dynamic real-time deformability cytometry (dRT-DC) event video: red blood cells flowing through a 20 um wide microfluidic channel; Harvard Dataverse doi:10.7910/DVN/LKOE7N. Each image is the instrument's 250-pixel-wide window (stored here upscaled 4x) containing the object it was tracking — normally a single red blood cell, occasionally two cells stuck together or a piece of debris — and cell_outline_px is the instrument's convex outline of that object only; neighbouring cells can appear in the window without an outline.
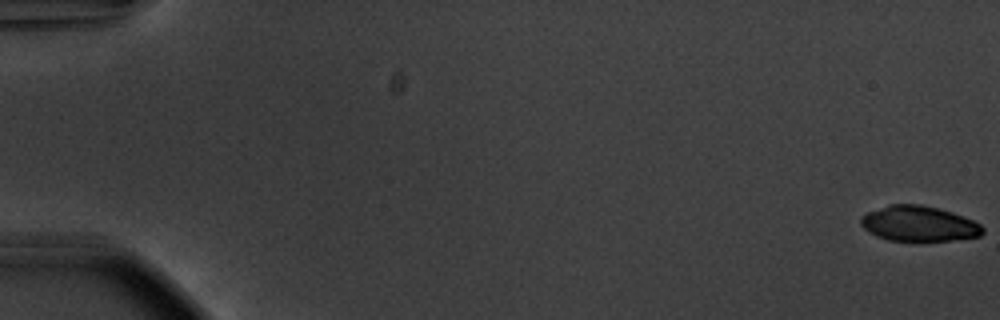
{"species": "common noctule bat (a hibernating species)", "species_latin": "Nyctalus noctula", "temperature_condition": "warm", "stored_images_in_passage": 56, "camera_frame_rate_fps": 3000, "um_per_image_px": 0.085, "animal": {"sex": "male", "body_mass_g": 20.1, "forearm_length_mm": 53.5}, "frame": {"image": 1, "passage_image": 1, "time_ms": 0.0, "image_size_px": [1000, 320], "cell_outline_px": [[984, 232], [980, 236], [948, 240], [888, 240], [876, 236], [868, 232], [860, 224], [860, 216], [868, 212], [888, 204], [920, 204], [952, 212], [972, 220], [980, 224], [984, 228]], "centroid_in_image_um": [78.06, 19.0], "position_along_channel_um": 6.9, "area_um2": 24.91}}
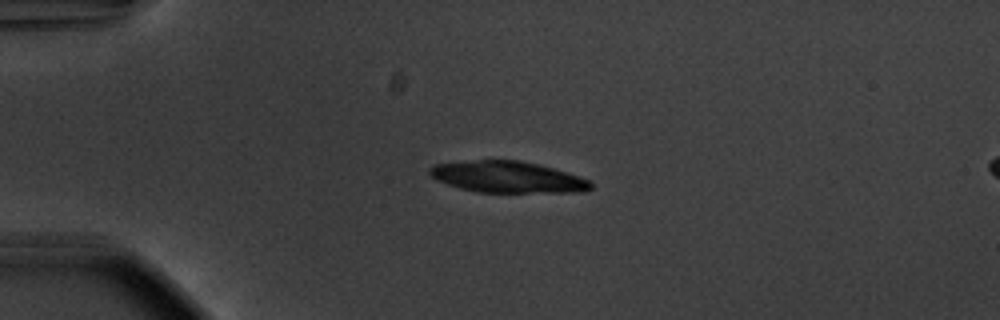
{"frame": {"image": 2, "passage_image": 15, "time_ms": 4.667, "image_size_px": [1000, 320], "cell_outline_px": [[592, 188], [584, 192], [476, 192], [460, 188], [436, 180], [428, 172], [428, 168], [432, 164], [476, 160], [520, 160], [568, 172], [580, 176], [588, 180], [592, 184]], "centroid_in_image_um": [43.13, 15.04], "position_along_channel_um": 41.9, "area_um2": 29.48}}